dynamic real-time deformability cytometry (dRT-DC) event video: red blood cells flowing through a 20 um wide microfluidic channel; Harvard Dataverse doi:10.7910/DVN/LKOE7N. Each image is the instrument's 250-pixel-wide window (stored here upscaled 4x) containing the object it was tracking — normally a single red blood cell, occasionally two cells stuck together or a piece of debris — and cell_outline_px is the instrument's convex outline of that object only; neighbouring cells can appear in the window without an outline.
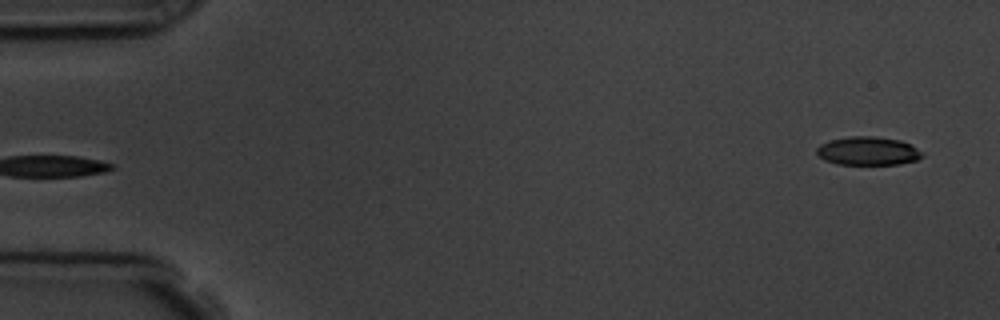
{"species": "common noctule bat (a hibernating species)", "species_latin": "Nyctalus noctula", "temperature_condition": "room temperature", "stored_images_in_passage": 5, "camera_frame_rate_fps": 3000, "um_per_image_px": 0.085, "animal": {"sex": "male", "body_mass_g": 19.5, "forearm_length_mm": 54.6}, "frame": {"image": 1, "passage_image": 5, "time_ms": 4.667, "image_size_px": [1000, 320], "cell_outline_px": [[924, 156], [916, 160], [900, 164], [836, 164], [824, 160], [816, 152], [816, 148], [820, 144], [828, 140], [848, 136], [876, 136], [900, 140], [912, 144], [924, 152]], "centroid_in_image_um": [73.8, 12.82], "position_along_channel_um": 11.2, "area_um2": 17.8}}